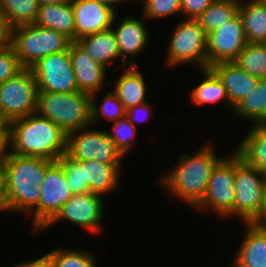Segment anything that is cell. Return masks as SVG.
Wrapping results in <instances>:
<instances>
[{"instance_id": "cell-21", "label": "cell", "mask_w": 266, "mask_h": 267, "mask_svg": "<svg viewBox=\"0 0 266 267\" xmlns=\"http://www.w3.org/2000/svg\"><path fill=\"white\" fill-rule=\"evenodd\" d=\"M120 167V164H101L96 160L81 161L84 182L88 183L90 192L103 197L119 185Z\"/></svg>"}, {"instance_id": "cell-45", "label": "cell", "mask_w": 266, "mask_h": 267, "mask_svg": "<svg viewBox=\"0 0 266 267\" xmlns=\"http://www.w3.org/2000/svg\"><path fill=\"white\" fill-rule=\"evenodd\" d=\"M4 187V158H0V188Z\"/></svg>"}, {"instance_id": "cell-14", "label": "cell", "mask_w": 266, "mask_h": 267, "mask_svg": "<svg viewBox=\"0 0 266 267\" xmlns=\"http://www.w3.org/2000/svg\"><path fill=\"white\" fill-rule=\"evenodd\" d=\"M239 14L207 34V68L219 62H232L246 46Z\"/></svg>"}, {"instance_id": "cell-37", "label": "cell", "mask_w": 266, "mask_h": 267, "mask_svg": "<svg viewBox=\"0 0 266 267\" xmlns=\"http://www.w3.org/2000/svg\"><path fill=\"white\" fill-rule=\"evenodd\" d=\"M215 0H181V13L185 19L196 20Z\"/></svg>"}, {"instance_id": "cell-44", "label": "cell", "mask_w": 266, "mask_h": 267, "mask_svg": "<svg viewBox=\"0 0 266 267\" xmlns=\"http://www.w3.org/2000/svg\"><path fill=\"white\" fill-rule=\"evenodd\" d=\"M40 5L41 4H65L71 3L72 0H38Z\"/></svg>"}, {"instance_id": "cell-43", "label": "cell", "mask_w": 266, "mask_h": 267, "mask_svg": "<svg viewBox=\"0 0 266 267\" xmlns=\"http://www.w3.org/2000/svg\"><path fill=\"white\" fill-rule=\"evenodd\" d=\"M13 267H39V258L32 261H25L22 263H18Z\"/></svg>"}, {"instance_id": "cell-28", "label": "cell", "mask_w": 266, "mask_h": 267, "mask_svg": "<svg viewBox=\"0 0 266 267\" xmlns=\"http://www.w3.org/2000/svg\"><path fill=\"white\" fill-rule=\"evenodd\" d=\"M233 112L253 125L266 124V78L258 80L254 90L234 107Z\"/></svg>"}, {"instance_id": "cell-18", "label": "cell", "mask_w": 266, "mask_h": 267, "mask_svg": "<svg viewBox=\"0 0 266 267\" xmlns=\"http://www.w3.org/2000/svg\"><path fill=\"white\" fill-rule=\"evenodd\" d=\"M209 68L226 88L231 110L254 90L259 80L242 70L234 61L215 63Z\"/></svg>"}, {"instance_id": "cell-31", "label": "cell", "mask_w": 266, "mask_h": 267, "mask_svg": "<svg viewBox=\"0 0 266 267\" xmlns=\"http://www.w3.org/2000/svg\"><path fill=\"white\" fill-rule=\"evenodd\" d=\"M234 62L258 79L266 78V48L260 43H247Z\"/></svg>"}, {"instance_id": "cell-27", "label": "cell", "mask_w": 266, "mask_h": 267, "mask_svg": "<svg viewBox=\"0 0 266 267\" xmlns=\"http://www.w3.org/2000/svg\"><path fill=\"white\" fill-rule=\"evenodd\" d=\"M40 3L38 0H0V14L8 30L34 24Z\"/></svg>"}, {"instance_id": "cell-26", "label": "cell", "mask_w": 266, "mask_h": 267, "mask_svg": "<svg viewBox=\"0 0 266 267\" xmlns=\"http://www.w3.org/2000/svg\"><path fill=\"white\" fill-rule=\"evenodd\" d=\"M203 80L189 92V99L195 105L215 104L225 102L230 107L226 88L218 76L210 69H201Z\"/></svg>"}, {"instance_id": "cell-30", "label": "cell", "mask_w": 266, "mask_h": 267, "mask_svg": "<svg viewBox=\"0 0 266 267\" xmlns=\"http://www.w3.org/2000/svg\"><path fill=\"white\" fill-rule=\"evenodd\" d=\"M47 267H98L93 253L78 249H55L42 257Z\"/></svg>"}, {"instance_id": "cell-47", "label": "cell", "mask_w": 266, "mask_h": 267, "mask_svg": "<svg viewBox=\"0 0 266 267\" xmlns=\"http://www.w3.org/2000/svg\"><path fill=\"white\" fill-rule=\"evenodd\" d=\"M9 44V38H0V51Z\"/></svg>"}, {"instance_id": "cell-13", "label": "cell", "mask_w": 266, "mask_h": 267, "mask_svg": "<svg viewBox=\"0 0 266 267\" xmlns=\"http://www.w3.org/2000/svg\"><path fill=\"white\" fill-rule=\"evenodd\" d=\"M104 203L102 196L92 192L75 194L42 229L65 219L79 228L86 229L91 234H100L106 207Z\"/></svg>"}, {"instance_id": "cell-35", "label": "cell", "mask_w": 266, "mask_h": 267, "mask_svg": "<svg viewBox=\"0 0 266 267\" xmlns=\"http://www.w3.org/2000/svg\"><path fill=\"white\" fill-rule=\"evenodd\" d=\"M143 16L149 20L181 13V0H142Z\"/></svg>"}, {"instance_id": "cell-9", "label": "cell", "mask_w": 266, "mask_h": 267, "mask_svg": "<svg viewBox=\"0 0 266 267\" xmlns=\"http://www.w3.org/2000/svg\"><path fill=\"white\" fill-rule=\"evenodd\" d=\"M66 155L73 160H96L101 164H121L124 159L107 131L94 129V125L67 134Z\"/></svg>"}, {"instance_id": "cell-19", "label": "cell", "mask_w": 266, "mask_h": 267, "mask_svg": "<svg viewBox=\"0 0 266 267\" xmlns=\"http://www.w3.org/2000/svg\"><path fill=\"white\" fill-rule=\"evenodd\" d=\"M244 224L247 228L230 267H266V226Z\"/></svg>"}, {"instance_id": "cell-25", "label": "cell", "mask_w": 266, "mask_h": 267, "mask_svg": "<svg viewBox=\"0 0 266 267\" xmlns=\"http://www.w3.org/2000/svg\"><path fill=\"white\" fill-rule=\"evenodd\" d=\"M77 42L98 63L106 68L120 57L119 46L112 29L85 36Z\"/></svg>"}, {"instance_id": "cell-32", "label": "cell", "mask_w": 266, "mask_h": 267, "mask_svg": "<svg viewBox=\"0 0 266 267\" xmlns=\"http://www.w3.org/2000/svg\"><path fill=\"white\" fill-rule=\"evenodd\" d=\"M106 94V96H103L104 101H101V103H98L95 99L96 95H91L92 125H95L96 123L98 124V121L102 118L115 122L126 116L124 105L117 95L113 91L109 90Z\"/></svg>"}, {"instance_id": "cell-50", "label": "cell", "mask_w": 266, "mask_h": 267, "mask_svg": "<svg viewBox=\"0 0 266 267\" xmlns=\"http://www.w3.org/2000/svg\"><path fill=\"white\" fill-rule=\"evenodd\" d=\"M264 46H265V48H266V39H265V41L262 43Z\"/></svg>"}, {"instance_id": "cell-48", "label": "cell", "mask_w": 266, "mask_h": 267, "mask_svg": "<svg viewBox=\"0 0 266 267\" xmlns=\"http://www.w3.org/2000/svg\"><path fill=\"white\" fill-rule=\"evenodd\" d=\"M0 131H8L7 123L2 119L0 115Z\"/></svg>"}, {"instance_id": "cell-10", "label": "cell", "mask_w": 266, "mask_h": 267, "mask_svg": "<svg viewBox=\"0 0 266 267\" xmlns=\"http://www.w3.org/2000/svg\"><path fill=\"white\" fill-rule=\"evenodd\" d=\"M41 194L37 206L29 213H33V232L38 233L57 214L61 207L69 200L73 193L68 186L62 164L56 160L47 168Z\"/></svg>"}, {"instance_id": "cell-40", "label": "cell", "mask_w": 266, "mask_h": 267, "mask_svg": "<svg viewBox=\"0 0 266 267\" xmlns=\"http://www.w3.org/2000/svg\"><path fill=\"white\" fill-rule=\"evenodd\" d=\"M253 223L260 225V226H266V188H265L263 209H262L260 215L258 216V218Z\"/></svg>"}, {"instance_id": "cell-2", "label": "cell", "mask_w": 266, "mask_h": 267, "mask_svg": "<svg viewBox=\"0 0 266 267\" xmlns=\"http://www.w3.org/2000/svg\"><path fill=\"white\" fill-rule=\"evenodd\" d=\"M8 150L23 156L56 161L66 154L67 134L55 123L37 113L8 124Z\"/></svg>"}, {"instance_id": "cell-39", "label": "cell", "mask_w": 266, "mask_h": 267, "mask_svg": "<svg viewBox=\"0 0 266 267\" xmlns=\"http://www.w3.org/2000/svg\"><path fill=\"white\" fill-rule=\"evenodd\" d=\"M8 150V131H0V158H5Z\"/></svg>"}, {"instance_id": "cell-49", "label": "cell", "mask_w": 266, "mask_h": 267, "mask_svg": "<svg viewBox=\"0 0 266 267\" xmlns=\"http://www.w3.org/2000/svg\"><path fill=\"white\" fill-rule=\"evenodd\" d=\"M39 267H47L46 262L42 257L39 258Z\"/></svg>"}, {"instance_id": "cell-20", "label": "cell", "mask_w": 266, "mask_h": 267, "mask_svg": "<svg viewBox=\"0 0 266 267\" xmlns=\"http://www.w3.org/2000/svg\"><path fill=\"white\" fill-rule=\"evenodd\" d=\"M37 26L50 28L75 41V18L72 3L41 4L35 20Z\"/></svg>"}, {"instance_id": "cell-38", "label": "cell", "mask_w": 266, "mask_h": 267, "mask_svg": "<svg viewBox=\"0 0 266 267\" xmlns=\"http://www.w3.org/2000/svg\"><path fill=\"white\" fill-rule=\"evenodd\" d=\"M152 109L150 103L146 102L126 110V117L136 126V122L140 123L151 117Z\"/></svg>"}, {"instance_id": "cell-5", "label": "cell", "mask_w": 266, "mask_h": 267, "mask_svg": "<svg viewBox=\"0 0 266 267\" xmlns=\"http://www.w3.org/2000/svg\"><path fill=\"white\" fill-rule=\"evenodd\" d=\"M72 41L65 35L36 24L10 30L9 44L15 49L23 68L30 69L47 55L69 49Z\"/></svg>"}, {"instance_id": "cell-46", "label": "cell", "mask_w": 266, "mask_h": 267, "mask_svg": "<svg viewBox=\"0 0 266 267\" xmlns=\"http://www.w3.org/2000/svg\"><path fill=\"white\" fill-rule=\"evenodd\" d=\"M5 211L7 210L3 199V188H0V212H5Z\"/></svg>"}, {"instance_id": "cell-34", "label": "cell", "mask_w": 266, "mask_h": 267, "mask_svg": "<svg viewBox=\"0 0 266 267\" xmlns=\"http://www.w3.org/2000/svg\"><path fill=\"white\" fill-rule=\"evenodd\" d=\"M58 161L62 164L65 176L73 195L90 192L87 182H84L83 168L81 160H73L66 154H63Z\"/></svg>"}, {"instance_id": "cell-24", "label": "cell", "mask_w": 266, "mask_h": 267, "mask_svg": "<svg viewBox=\"0 0 266 267\" xmlns=\"http://www.w3.org/2000/svg\"><path fill=\"white\" fill-rule=\"evenodd\" d=\"M250 128L234 150L266 177V124L252 125Z\"/></svg>"}, {"instance_id": "cell-17", "label": "cell", "mask_w": 266, "mask_h": 267, "mask_svg": "<svg viewBox=\"0 0 266 267\" xmlns=\"http://www.w3.org/2000/svg\"><path fill=\"white\" fill-rule=\"evenodd\" d=\"M142 19L144 20L146 18L141 16L139 20L132 16H127L119 24L114 26L115 28L111 27L119 46L121 65L124 68L126 64L137 66L135 55L140 54L147 47L150 37L147 27H145L146 24L143 23ZM128 59L130 60L129 62L127 61Z\"/></svg>"}, {"instance_id": "cell-12", "label": "cell", "mask_w": 266, "mask_h": 267, "mask_svg": "<svg viewBox=\"0 0 266 267\" xmlns=\"http://www.w3.org/2000/svg\"><path fill=\"white\" fill-rule=\"evenodd\" d=\"M38 86V92L72 93L78 86L69 49L47 55L30 68Z\"/></svg>"}, {"instance_id": "cell-16", "label": "cell", "mask_w": 266, "mask_h": 267, "mask_svg": "<svg viewBox=\"0 0 266 267\" xmlns=\"http://www.w3.org/2000/svg\"><path fill=\"white\" fill-rule=\"evenodd\" d=\"M69 55L78 90L90 95L99 94L106 81L107 68L96 62L77 41L70 44Z\"/></svg>"}, {"instance_id": "cell-4", "label": "cell", "mask_w": 266, "mask_h": 267, "mask_svg": "<svg viewBox=\"0 0 266 267\" xmlns=\"http://www.w3.org/2000/svg\"><path fill=\"white\" fill-rule=\"evenodd\" d=\"M92 96L84 92H38L37 114L66 134L92 125Z\"/></svg>"}, {"instance_id": "cell-41", "label": "cell", "mask_w": 266, "mask_h": 267, "mask_svg": "<svg viewBox=\"0 0 266 267\" xmlns=\"http://www.w3.org/2000/svg\"><path fill=\"white\" fill-rule=\"evenodd\" d=\"M10 31L8 30L2 15L0 14V38H9Z\"/></svg>"}, {"instance_id": "cell-36", "label": "cell", "mask_w": 266, "mask_h": 267, "mask_svg": "<svg viewBox=\"0 0 266 267\" xmlns=\"http://www.w3.org/2000/svg\"><path fill=\"white\" fill-rule=\"evenodd\" d=\"M23 69L15 49L10 44L0 51V85Z\"/></svg>"}, {"instance_id": "cell-1", "label": "cell", "mask_w": 266, "mask_h": 267, "mask_svg": "<svg viewBox=\"0 0 266 267\" xmlns=\"http://www.w3.org/2000/svg\"><path fill=\"white\" fill-rule=\"evenodd\" d=\"M52 162L40 157L7 152L4 158L3 187L7 211L28 215L37 206L46 168Z\"/></svg>"}, {"instance_id": "cell-7", "label": "cell", "mask_w": 266, "mask_h": 267, "mask_svg": "<svg viewBox=\"0 0 266 267\" xmlns=\"http://www.w3.org/2000/svg\"><path fill=\"white\" fill-rule=\"evenodd\" d=\"M168 44L167 66L195 63L200 70L207 69V34L197 20L182 19Z\"/></svg>"}, {"instance_id": "cell-6", "label": "cell", "mask_w": 266, "mask_h": 267, "mask_svg": "<svg viewBox=\"0 0 266 267\" xmlns=\"http://www.w3.org/2000/svg\"><path fill=\"white\" fill-rule=\"evenodd\" d=\"M234 187L233 216L243 223H253L264 206L266 177L236 151Z\"/></svg>"}, {"instance_id": "cell-29", "label": "cell", "mask_w": 266, "mask_h": 267, "mask_svg": "<svg viewBox=\"0 0 266 267\" xmlns=\"http://www.w3.org/2000/svg\"><path fill=\"white\" fill-rule=\"evenodd\" d=\"M239 7L240 0H215L196 20L208 34L236 17Z\"/></svg>"}, {"instance_id": "cell-42", "label": "cell", "mask_w": 266, "mask_h": 267, "mask_svg": "<svg viewBox=\"0 0 266 267\" xmlns=\"http://www.w3.org/2000/svg\"><path fill=\"white\" fill-rule=\"evenodd\" d=\"M95 1L100 2L102 4H105L106 6L112 8L113 10L116 9V12H117V8H116V5H115L116 3L119 4V3L130 1V0H95Z\"/></svg>"}, {"instance_id": "cell-8", "label": "cell", "mask_w": 266, "mask_h": 267, "mask_svg": "<svg viewBox=\"0 0 266 267\" xmlns=\"http://www.w3.org/2000/svg\"><path fill=\"white\" fill-rule=\"evenodd\" d=\"M38 86L31 69L24 68L0 85V115L12 120L37 112Z\"/></svg>"}, {"instance_id": "cell-3", "label": "cell", "mask_w": 266, "mask_h": 267, "mask_svg": "<svg viewBox=\"0 0 266 267\" xmlns=\"http://www.w3.org/2000/svg\"><path fill=\"white\" fill-rule=\"evenodd\" d=\"M213 148L207 143L194 155L183 153L173 171L158 180L159 185L165 187L169 195L195 207L206 193L214 167L223 158L217 156Z\"/></svg>"}, {"instance_id": "cell-15", "label": "cell", "mask_w": 266, "mask_h": 267, "mask_svg": "<svg viewBox=\"0 0 266 267\" xmlns=\"http://www.w3.org/2000/svg\"><path fill=\"white\" fill-rule=\"evenodd\" d=\"M75 18V41L110 29L117 21V12L95 0H72Z\"/></svg>"}, {"instance_id": "cell-33", "label": "cell", "mask_w": 266, "mask_h": 267, "mask_svg": "<svg viewBox=\"0 0 266 267\" xmlns=\"http://www.w3.org/2000/svg\"><path fill=\"white\" fill-rule=\"evenodd\" d=\"M111 133L107 131L109 137L115 142L117 149L123 156L128 154L129 150L134 145V138L137 132V126H134L125 116L112 122Z\"/></svg>"}, {"instance_id": "cell-22", "label": "cell", "mask_w": 266, "mask_h": 267, "mask_svg": "<svg viewBox=\"0 0 266 267\" xmlns=\"http://www.w3.org/2000/svg\"><path fill=\"white\" fill-rule=\"evenodd\" d=\"M125 72L114 79L115 86L112 90L128 110L137 105L146 103V81L138 66L125 67Z\"/></svg>"}, {"instance_id": "cell-23", "label": "cell", "mask_w": 266, "mask_h": 267, "mask_svg": "<svg viewBox=\"0 0 266 267\" xmlns=\"http://www.w3.org/2000/svg\"><path fill=\"white\" fill-rule=\"evenodd\" d=\"M238 14L247 43L262 44L266 39V0H240Z\"/></svg>"}, {"instance_id": "cell-11", "label": "cell", "mask_w": 266, "mask_h": 267, "mask_svg": "<svg viewBox=\"0 0 266 267\" xmlns=\"http://www.w3.org/2000/svg\"><path fill=\"white\" fill-rule=\"evenodd\" d=\"M230 155L222 158L216 164L209 179L206 193L195 206V209L202 211L210 208L222 219L233 217L235 150Z\"/></svg>"}]
</instances>
